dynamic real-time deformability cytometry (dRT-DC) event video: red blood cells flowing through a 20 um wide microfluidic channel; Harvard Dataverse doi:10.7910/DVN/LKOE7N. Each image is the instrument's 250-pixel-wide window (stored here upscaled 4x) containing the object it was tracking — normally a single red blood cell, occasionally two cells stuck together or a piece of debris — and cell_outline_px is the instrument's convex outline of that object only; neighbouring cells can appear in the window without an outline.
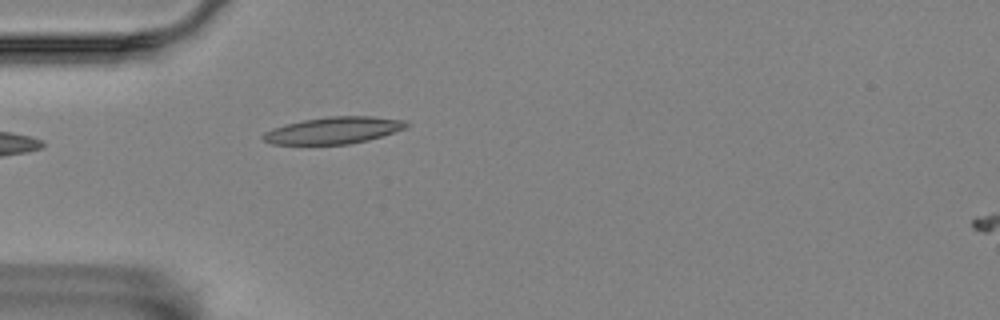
{"species": "Egyptian fruit bat (a non-hibernating species)", "species_latin": "Rousettus aegyptiacus", "temperature_condition": "room temperature", "stored_images_in_passage": 2, "camera_frame_rate_fps": 3000, "um_per_image_px": 0.085, "animal": {"sex": "female"}, "frame": {"image": 1, "passage_image": 1, "time_ms": 0.0, "image_size_px": [1000, 320], "cell_outline_px": [[408, 124], [404, 128], [368, 140], [348, 144], [272, 144], [264, 140], [260, 136], [264, 132], [272, 128], [284, 124], [304, 120], [328, 116], [372, 116], [404, 120]], "centroid_in_image_um": [28.29, 11.07], "position_along_channel_um": 56.7, "area_um2": 22.2}}